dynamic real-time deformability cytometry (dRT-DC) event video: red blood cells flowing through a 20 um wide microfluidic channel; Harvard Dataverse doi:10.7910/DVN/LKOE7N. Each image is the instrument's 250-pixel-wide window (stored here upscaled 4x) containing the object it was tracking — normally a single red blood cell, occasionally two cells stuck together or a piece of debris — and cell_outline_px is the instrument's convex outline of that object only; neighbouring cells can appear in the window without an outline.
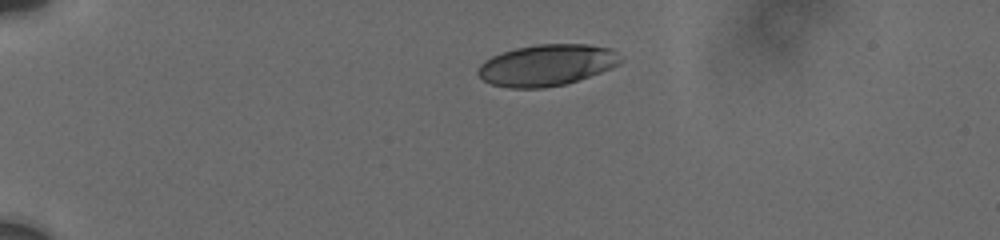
{"species": "human", "species_latin": "Homo sapiens", "temperature_condition": "cold", "stored_images_in_passage": 13, "camera_frame_rate_fps": 3000, "um_per_image_px": 0.085, "donor": {"sex": "male"}, "frame": {"image": 1, "passage_image": 1, "time_ms": 0.0, "image_size_px": [1000, 240], "cell_outline_px": [[624, 60], [620, 64], [612, 68], [564, 84], [544, 88], [508, 88], [492, 84], [484, 80], [476, 72], [480, 64], [484, 60], [492, 56], [516, 48], [536, 44], [588, 44], [612, 48]], "centroid_in_image_um": [46.49, 5.53], "position_along_channel_um": 38.5, "area_um2": 34.39}}
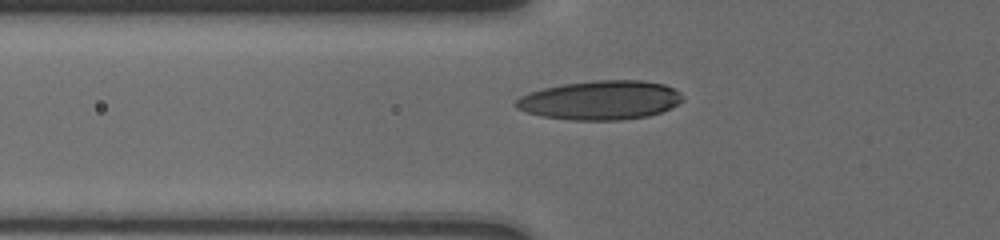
{"frame": {"image": 2, "passage_image": 8, "time_ms": 2.667, "image_size_px": [1000, 240], "cell_outline_px": [[684, 100], [660, 112], [648, 116], [620, 120], [572, 120], [540, 116], [516, 108], [512, 104], [520, 96], [544, 88], [564, 84], [592, 80], [644, 80], [664, 84], [680, 92], [684, 96]], "centroid_in_image_um": [51.03, 8.51], "position_along_channel_um": 74.8, "area_um2": 37.97}}
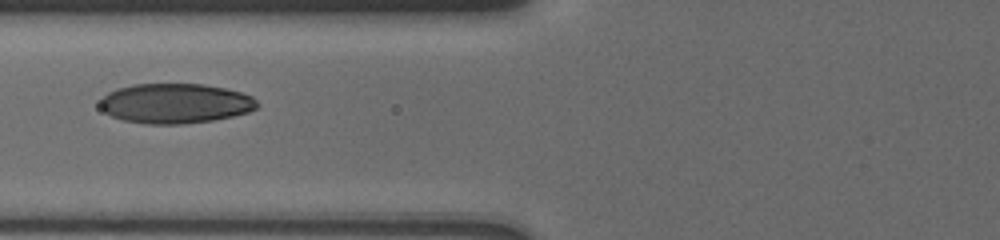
{"frame": {"image": 3, "passage_image": 11, "time_ms": 3.667, "image_size_px": [1000, 240], "cell_outline_px": [[260, 104], [256, 108], [248, 112], [232, 116], [212, 120], [180, 124], [148, 124], [124, 120], [112, 116], [104, 112], [100, 108], [100, 100], [108, 92], [116, 88], [132, 84], [204, 84], [224, 88], [240, 92], [252, 96]], "centroid_in_image_um": [14.88, 8.78], "position_along_channel_um": 110.9, "area_um2": 36.53}}